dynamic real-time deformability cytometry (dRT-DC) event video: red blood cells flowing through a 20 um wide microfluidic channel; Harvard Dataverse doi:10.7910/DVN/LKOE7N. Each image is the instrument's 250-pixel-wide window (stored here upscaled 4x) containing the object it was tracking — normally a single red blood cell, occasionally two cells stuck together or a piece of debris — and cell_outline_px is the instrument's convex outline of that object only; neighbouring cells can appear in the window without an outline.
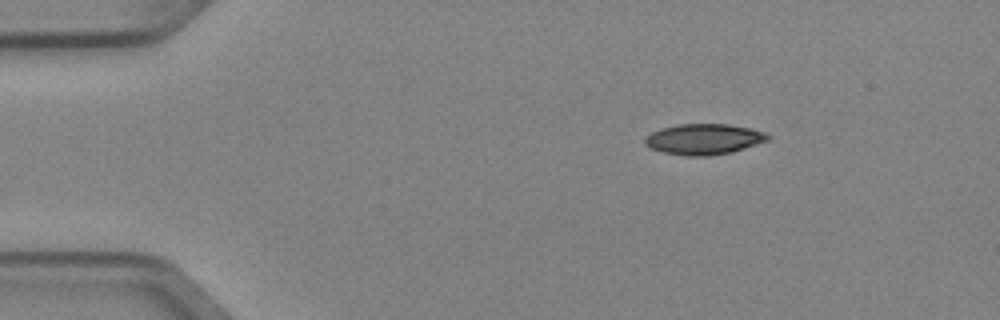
{"species": "Egyptian fruit bat (a non-hibernating species)", "species_latin": "Rousettus aegyptiacus", "temperature_condition": "cold", "stored_images_in_passage": 3, "camera_frame_rate_fps": 3000, "um_per_image_px": 0.085, "animal": {"sex": "female"}, "frame": {"image": 1, "passage_image": 3, "time_ms": 0.667, "image_size_px": [1000, 320], "cell_outline_px": [[772, 136], [768, 140], [728, 152], [708, 156], [688, 156], [664, 152], [652, 148], [644, 144], [644, 140], [652, 132], [660, 128], [676, 124], [728, 124], [752, 128], [764, 132]], "centroid_in_image_um": [59.81, 11.81], "position_along_channel_um": 25.2, "area_um2": 21.73}}